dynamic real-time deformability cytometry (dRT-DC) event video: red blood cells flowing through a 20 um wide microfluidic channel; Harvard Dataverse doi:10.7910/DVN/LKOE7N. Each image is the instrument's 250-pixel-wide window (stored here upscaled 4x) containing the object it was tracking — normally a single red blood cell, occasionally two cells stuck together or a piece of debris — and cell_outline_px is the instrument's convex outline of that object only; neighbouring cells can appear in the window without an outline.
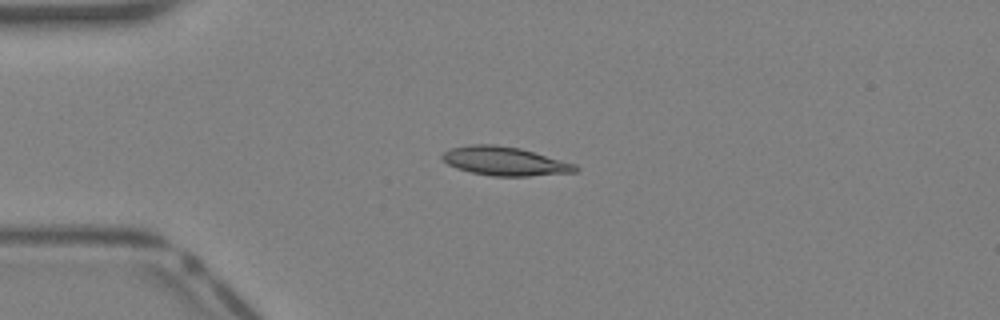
{"species": "Egyptian fruit bat (a non-hibernating species)", "species_latin": "Rousettus aegyptiacus", "temperature_condition": "warm", "stored_images_in_passage": 31, "camera_frame_rate_fps": 3000, "um_per_image_px": 0.085, "animal": {"sex": "female"}, "frame": {"image": 1, "passage_image": 1, "time_ms": 0.0, "image_size_px": [1000, 320], "cell_outline_px": [[580, 168], [576, 172], [528, 176], [492, 176], [472, 172], [456, 168], [448, 164], [440, 156], [444, 152], [452, 148], [468, 144], [496, 144], [520, 148], [576, 164]], "centroid_in_image_um": [42.91, 13.69], "position_along_channel_um": 42.1, "area_um2": 22.31}}
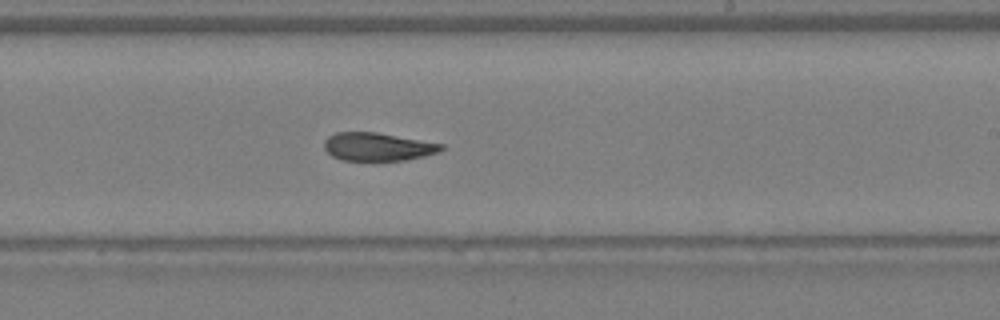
{"frame": {"image": 2, "passage_image": 15, "time_ms": 4.667, "image_size_px": [1000, 320], "cell_outline_px": [[444, 148], [440, 152], [424, 156], [404, 160], [340, 160], [332, 156], [324, 148], [324, 140], [328, 136], [336, 132], [376, 132], [444, 144]], "centroid_in_image_um": [32.1, 12.47], "position_along_channel_um": 256.9, "area_um2": 19.19}}
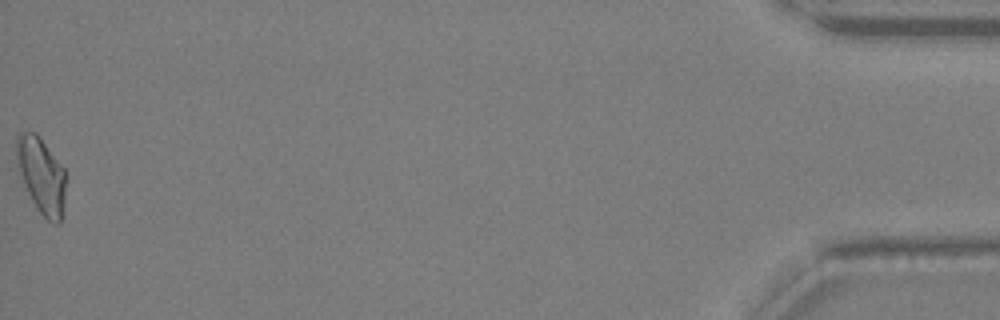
{"frame": {"image": 3, "passage_image": 31, "time_ms": 10.0, "image_size_px": [1000, 320], "cell_outline_px": [[64, 204], [60, 220], [56, 224], [48, 220], [36, 208], [24, 184], [20, 172], [16, 156], [16, 136], [20, 132], [36, 132], [40, 136], [64, 168]], "centroid_in_image_um": [3.51, 14.86], "position_along_channel_um": 431.7, "area_um2": 21.44}}